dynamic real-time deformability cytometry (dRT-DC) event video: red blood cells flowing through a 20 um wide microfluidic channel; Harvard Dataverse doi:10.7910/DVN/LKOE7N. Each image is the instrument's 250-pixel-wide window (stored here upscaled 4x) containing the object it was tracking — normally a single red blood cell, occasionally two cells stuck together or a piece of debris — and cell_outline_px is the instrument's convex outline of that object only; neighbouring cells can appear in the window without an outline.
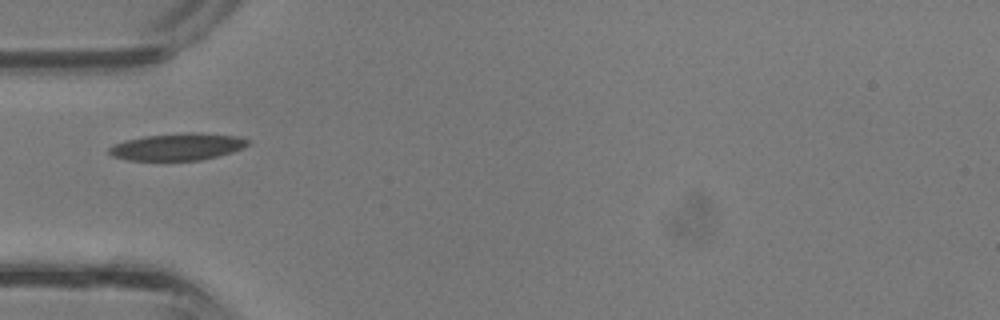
{"species": "common noctule bat (a hibernating species)", "species_latin": "Nyctalus noctula", "temperature_condition": "room temperature", "stored_images_in_passage": 27, "camera_frame_rate_fps": 3000, "um_per_image_px": 0.085, "animal": {"sex": "male", "body_mass_g": 13.3}, "frame": {"image": 1, "passage_image": 1, "time_ms": 0.0, "image_size_px": [1000, 320], "cell_outline_px": [[252, 140], [244, 148], [232, 152], [200, 160], [128, 160], [112, 156], [108, 152], [108, 148], [112, 144], [124, 140], [144, 136], [184, 132], [196, 132], [240, 136]], "centroid_in_image_um": [15.1, 12.46], "position_along_channel_um": 69.9, "area_um2": 22.14}}
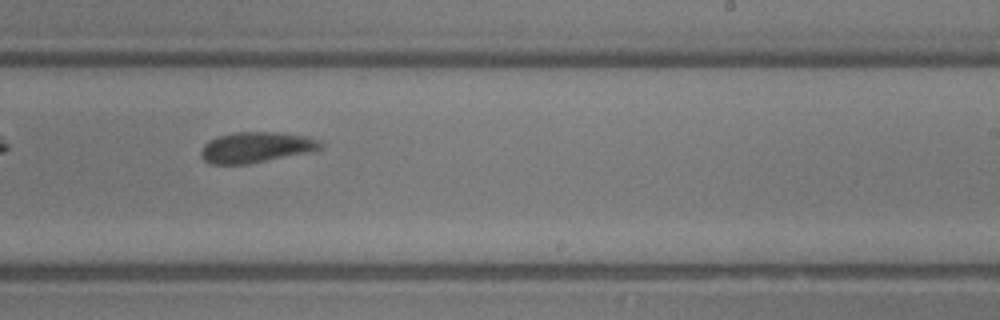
{"frame": {"image": 2, "passage_image": 12, "time_ms": 3.667, "image_size_px": [1000, 320], "cell_outline_px": [[324, 148], [312, 152], [244, 164], [212, 164], [204, 160], [200, 152], [204, 144], [208, 140], [220, 136], [236, 132], [276, 132], [304, 136], [320, 140], [324, 144]], "centroid_in_image_um": [21.8, 12.52], "position_along_channel_um": 267.2, "area_um2": 21.27}}
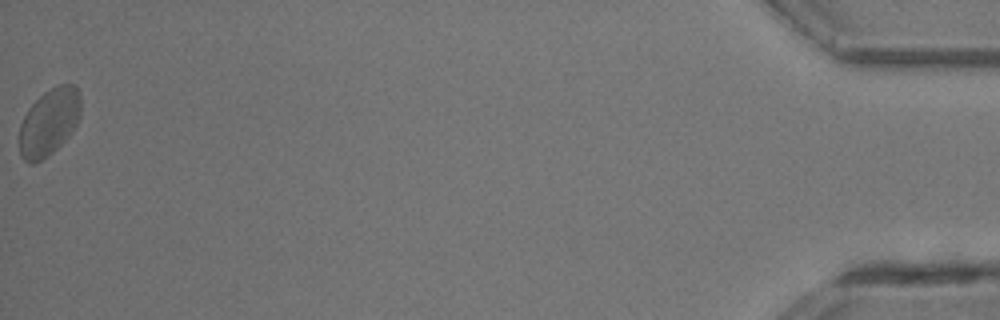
{"frame": {"image": 3, "passage_image": 27, "time_ms": 8.667, "image_size_px": [1000, 320], "cell_outline_px": [[80, 116], [76, 124], [68, 136], [48, 156], [32, 164], [24, 160], [20, 156], [20, 124], [28, 108], [44, 92], [60, 84], [76, 84], [80, 96]], "centroid_in_image_um": [4.17, 10.37], "position_along_channel_um": 431.0, "area_um2": 23.76}}